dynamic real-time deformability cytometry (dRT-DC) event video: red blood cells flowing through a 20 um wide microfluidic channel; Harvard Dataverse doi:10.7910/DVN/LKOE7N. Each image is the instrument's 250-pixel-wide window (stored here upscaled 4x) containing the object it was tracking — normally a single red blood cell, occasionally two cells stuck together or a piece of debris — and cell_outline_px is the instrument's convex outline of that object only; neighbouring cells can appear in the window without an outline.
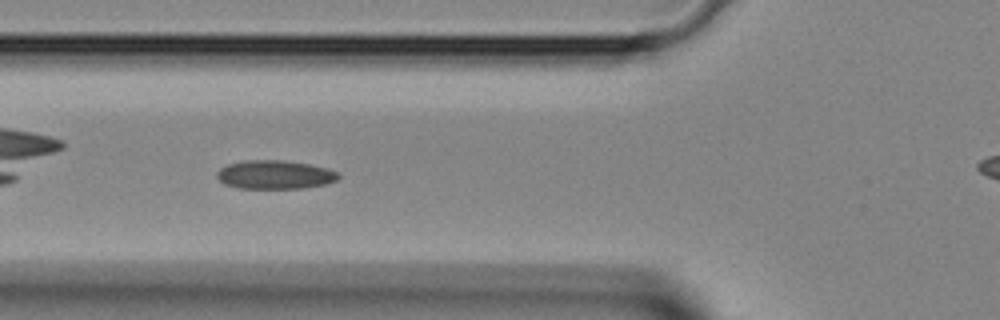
{"species": "Egyptian fruit bat (a non-hibernating species)", "species_latin": "Rousettus aegyptiacus", "temperature_condition": "room temperature", "stored_images_in_passage": 42, "camera_frame_rate_fps": 3000, "um_per_image_px": 0.085, "animal": {"sex": "female"}, "frame": {"image": 1, "passage_image": 14, "time_ms": 4.333, "image_size_px": [1000, 320], "cell_outline_px": [[340, 176], [336, 180], [324, 184], [300, 188], [240, 188], [224, 184], [216, 176], [216, 172], [220, 168], [228, 164], [244, 160], [284, 160], [308, 164], [328, 168], [336, 172]], "centroid_in_image_um": [23.33, 14.84], "position_along_channel_um": 102.5, "area_um2": 20.17}}
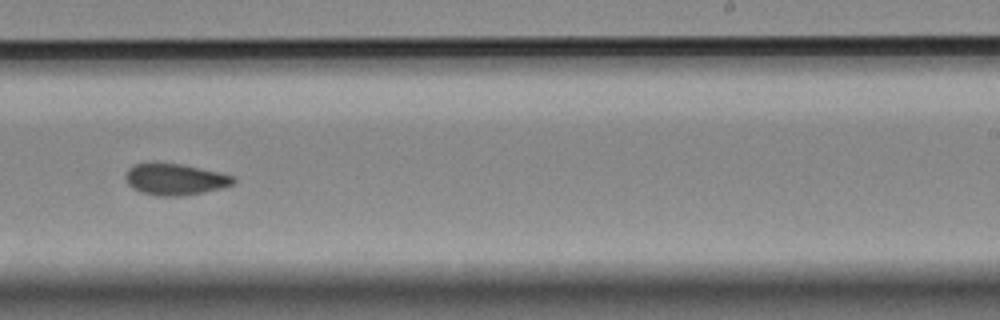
{"frame": {"image": 2, "passage_image": 25, "time_ms": 8.0, "image_size_px": [1000, 320], "cell_outline_px": [[236, 184], [204, 192], [180, 196], [160, 196], [140, 192], [132, 188], [124, 180], [124, 172], [132, 164], [156, 160], [180, 164], [200, 168], [232, 176], [236, 180]], "centroid_in_image_um": [14.78, 15.21], "position_along_channel_um": 274.2, "area_um2": 20.29}}
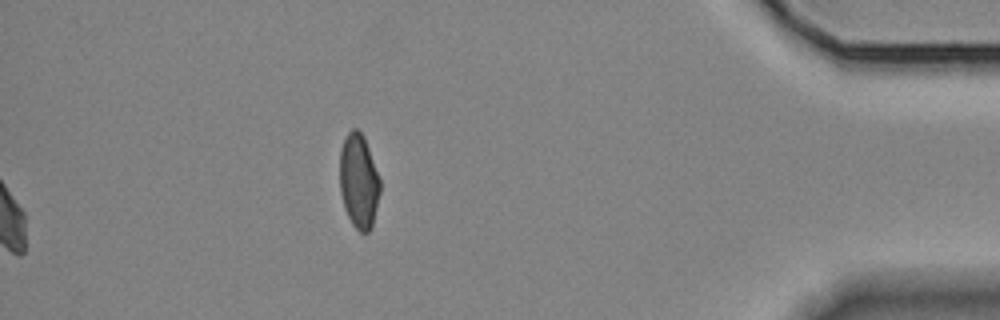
{"frame": {"image": 3, "passage_image": 42, "time_ms": 13.667, "image_size_px": [1000, 320], "cell_outline_px": [[380, 192], [372, 228], [368, 232], [360, 232], [352, 224], [344, 208], [340, 192], [340, 148], [348, 132], [352, 128], [356, 128], [364, 136], [380, 180]], "centroid_in_image_um": [30.49, 15.41], "position_along_channel_um": 404.7, "area_um2": 22.2}}